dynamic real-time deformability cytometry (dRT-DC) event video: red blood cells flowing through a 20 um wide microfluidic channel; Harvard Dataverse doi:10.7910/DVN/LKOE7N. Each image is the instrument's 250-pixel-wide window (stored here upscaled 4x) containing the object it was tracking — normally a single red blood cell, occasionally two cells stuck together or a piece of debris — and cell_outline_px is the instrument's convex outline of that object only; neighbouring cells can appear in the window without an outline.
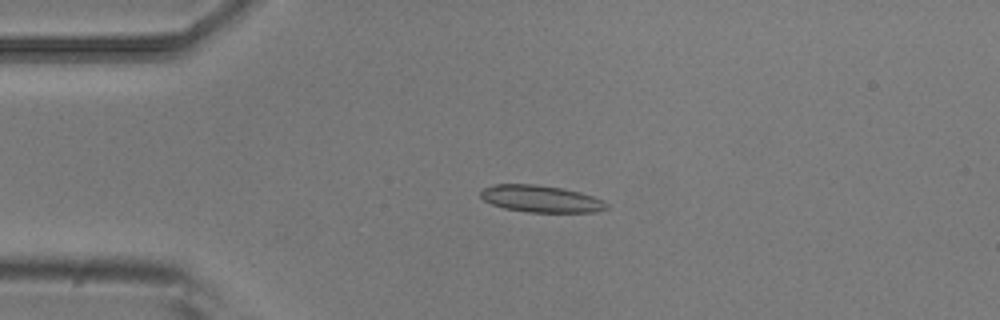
{"species": "common noctule bat (a hibernating species)", "species_latin": "Nyctalus noctula", "temperature_condition": "room temperature", "stored_images_in_passage": 3, "camera_frame_rate_fps": 3000, "um_per_image_px": 0.085, "animal": {"sex": "male", "body_mass_g": 20.5, "forearm_length_mm": 52.5}, "frame": {"image": 1, "passage_image": 2, "time_ms": 0.333, "image_size_px": [1000, 320], "cell_outline_px": [[608, 208], [596, 212], [528, 212], [504, 208], [492, 204], [484, 200], [480, 196], [480, 192], [484, 188], [496, 184], [536, 184], [564, 188], [580, 192], [604, 200], [608, 204]], "centroid_in_image_um": [46.0, 16.9], "position_along_channel_um": 39.0, "area_um2": 19.83}}